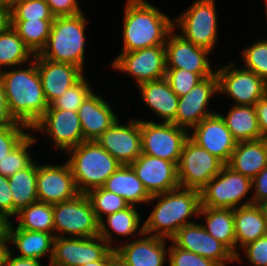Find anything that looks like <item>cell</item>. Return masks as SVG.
I'll list each match as a JSON object with an SVG mask.
<instances>
[{
  "label": "cell",
  "instance_id": "6da1fadb",
  "mask_svg": "<svg viewBox=\"0 0 267 266\" xmlns=\"http://www.w3.org/2000/svg\"><path fill=\"white\" fill-rule=\"evenodd\" d=\"M11 116L31 128L48 108L34 59L0 72Z\"/></svg>",
  "mask_w": 267,
  "mask_h": 266
},
{
  "label": "cell",
  "instance_id": "7a4b0ae2",
  "mask_svg": "<svg viewBox=\"0 0 267 266\" xmlns=\"http://www.w3.org/2000/svg\"><path fill=\"white\" fill-rule=\"evenodd\" d=\"M147 204H151L152 211L143 220L144 233L170 240L180 228L198 220L200 191L178 187L152 195Z\"/></svg>",
  "mask_w": 267,
  "mask_h": 266
},
{
  "label": "cell",
  "instance_id": "3957f363",
  "mask_svg": "<svg viewBox=\"0 0 267 266\" xmlns=\"http://www.w3.org/2000/svg\"><path fill=\"white\" fill-rule=\"evenodd\" d=\"M119 53L165 45L173 30V18L148 0H126Z\"/></svg>",
  "mask_w": 267,
  "mask_h": 266
},
{
  "label": "cell",
  "instance_id": "277c9868",
  "mask_svg": "<svg viewBox=\"0 0 267 266\" xmlns=\"http://www.w3.org/2000/svg\"><path fill=\"white\" fill-rule=\"evenodd\" d=\"M84 12L72 16H58L52 22L45 47L38 54L41 58L68 63L85 70L89 19Z\"/></svg>",
  "mask_w": 267,
  "mask_h": 266
},
{
  "label": "cell",
  "instance_id": "5b68a950",
  "mask_svg": "<svg viewBox=\"0 0 267 266\" xmlns=\"http://www.w3.org/2000/svg\"><path fill=\"white\" fill-rule=\"evenodd\" d=\"M77 189L86 194L89 190L102 187L105 181L121 166L96 141H84L65 153Z\"/></svg>",
  "mask_w": 267,
  "mask_h": 266
},
{
  "label": "cell",
  "instance_id": "8992f818",
  "mask_svg": "<svg viewBox=\"0 0 267 266\" xmlns=\"http://www.w3.org/2000/svg\"><path fill=\"white\" fill-rule=\"evenodd\" d=\"M216 7V0H193L185 11L173 19V29H177L175 31L185 40L213 53L219 40Z\"/></svg>",
  "mask_w": 267,
  "mask_h": 266
},
{
  "label": "cell",
  "instance_id": "52a82bcc",
  "mask_svg": "<svg viewBox=\"0 0 267 266\" xmlns=\"http://www.w3.org/2000/svg\"><path fill=\"white\" fill-rule=\"evenodd\" d=\"M252 179L226 164L201 190V207L235 209L253 204ZM250 194V196H249Z\"/></svg>",
  "mask_w": 267,
  "mask_h": 266
},
{
  "label": "cell",
  "instance_id": "ba28073f",
  "mask_svg": "<svg viewBox=\"0 0 267 266\" xmlns=\"http://www.w3.org/2000/svg\"><path fill=\"white\" fill-rule=\"evenodd\" d=\"M30 131H34L31 133L37 142L40 141V135H43L45 140L50 139L54 150H58L62 154L85 141L78 112L56 109L51 105L30 128ZM36 132L39 133L38 136L35 134Z\"/></svg>",
  "mask_w": 267,
  "mask_h": 266
},
{
  "label": "cell",
  "instance_id": "9c48e42d",
  "mask_svg": "<svg viewBox=\"0 0 267 266\" xmlns=\"http://www.w3.org/2000/svg\"><path fill=\"white\" fill-rule=\"evenodd\" d=\"M54 237L99 236V221L86 194L53 204Z\"/></svg>",
  "mask_w": 267,
  "mask_h": 266
},
{
  "label": "cell",
  "instance_id": "30bf717a",
  "mask_svg": "<svg viewBox=\"0 0 267 266\" xmlns=\"http://www.w3.org/2000/svg\"><path fill=\"white\" fill-rule=\"evenodd\" d=\"M135 118L141 120L142 153L177 165L189 131L171 122Z\"/></svg>",
  "mask_w": 267,
  "mask_h": 266
},
{
  "label": "cell",
  "instance_id": "8fae6325",
  "mask_svg": "<svg viewBox=\"0 0 267 266\" xmlns=\"http://www.w3.org/2000/svg\"><path fill=\"white\" fill-rule=\"evenodd\" d=\"M230 61L216 69L219 96L227 97L232 105L254 106L267 94V84L253 71Z\"/></svg>",
  "mask_w": 267,
  "mask_h": 266
},
{
  "label": "cell",
  "instance_id": "7c38bea8",
  "mask_svg": "<svg viewBox=\"0 0 267 266\" xmlns=\"http://www.w3.org/2000/svg\"><path fill=\"white\" fill-rule=\"evenodd\" d=\"M109 67L133 78L136 86L163 79L167 70L165 45L119 53Z\"/></svg>",
  "mask_w": 267,
  "mask_h": 266
},
{
  "label": "cell",
  "instance_id": "4fadbf2b",
  "mask_svg": "<svg viewBox=\"0 0 267 266\" xmlns=\"http://www.w3.org/2000/svg\"><path fill=\"white\" fill-rule=\"evenodd\" d=\"M224 165L220 159L188 138L177 164L179 185L200 191Z\"/></svg>",
  "mask_w": 267,
  "mask_h": 266
},
{
  "label": "cell",
  "instance_id": "5bb4252c",
  "mask_svg": "<svg viewBox=\"0 0 267 266\" xmlns=\"http://www.w3.org/2000/svg\"><path fill=\"white\" fill-rule=\"evenodd\" d=\"M218 78L216 72L207 78H203L186 95L179 97L175 119L171 122L176 126L190 131L217 111L210 110V102L218 97Z\"/></svg>",
  "mask_w": 267,
  "mask_h": 266
},
{
  "label": "cell",
  "instance_id": "9a60e30c",
  "mask_svg": "<svg viewBox=\"0 0 267 266\" xmlns=\"http://www.w3.org/2000/svg\"><path fill=\"white\" fill-rule=\"evenodd\" d=\"M80 194L70 165L65 159L62 163H38L37 160V198L40 202L56 204L74 199Z\"/></svg>",
  "mask_w": 267,
  "mask_h": 266
},
{
  "label": "cell",
  "instance_id": "2e32d148",
  "mask_svg": "<svg viewBox=\"0 0 267 266\" xmlns=\"http://www.w3.org/2000/svg\"><path fill=\"white\" fill-rule=\"evenodd\" d=\"M122 116L95 141L121 165H131L141 154V120L131 117L128 123Z\"/></svg>",
  "mask_w": 267,
  "mask_h": 266
},
{
  "label": "cell",
  "instance_id": "e0dca14e",
  "mask_svg": "<svg viewBox=\"0 0 267 266\" xmlns=\"http://www.w3.org/2000/svg\"><path fill=\"white\" fill-rule=\"evenodd\" d=\"M112 248L100 236L55 237L51 266H84L101 260Z\"/></svg>",
  "mask_w": 267,
  "mask_h": 266
},
{
  "label": "cell",
  "instance_id": "ac0fdd59",
  "mask_svg": "<svg viewBox=\"0 0 267 266\" xmlns=\"http://www.w3.org/2000/svg\"><path fill=\"white\" fill-rule=\"evenodd\" d=\"M165 50L167 68L186 69L197 73L202 79L216 72L209 60L212 52L185 40L175 29L167 36Z\"/></svg>",
  "mask_w": 267,
  "mask_h": 266
},
{
  "label": "cell",
  "instance_id": "d6986e66",
  "mask_svg": "<svg viewBox=\"0 0 267 266\" xmlns=\"http://www.w3.org/2000/svg\"><path fill=\"white\" fill-rule=\"evenodd\" d=\"M170 241L176 247L211 259L220 266L235 263V255L211 236L198 221L180 228Z\"/></svg>",
  "mask_w": 267,
  "mask_h": 266
},
{
  "label": "cell",
  "instance_id": "ffe728a7",
  "mask_svg": "<svg viewBox=\"0 0 267 266\" xmlns=\"http://www.w3.org/2000/svg\"><path fill=\"white\" fill-rule=\"evenodd\" d=\"M189 138L200 147L220 159L224 164L230 160L237 145L222 117L215 113L204 118L189 131Z\"/></svg>",
  "mask_w": 267,
  "mask_h": 266
},
{
  "label": "cell",
  "instance_id": "44dd1931",
  "mask_svg": "<svg viewBox=\"0 0 267 266\" xmlns=\"http://www.w3.org/2000/svg\"><path fill=\"white\" fill-rule=\"evenodd\" d=\"M168 242V239L143 233L120 244L115 251L126 266H167Z\"/></svg>",
  "mask_w": 267,
  "mask_h": 266
},
{
  "label": "cell",
  "instance_id": "7402d4cb",
  "mask_svg": "<svg viewBox=\"0 0 267 266\" xmlns=\"http://www.w3.org/2000/svg\"><path fill=\"white\" fill-rule=\"evenodd\" d=\"M130 166L151 196L180 187L174 162L142 153Z\"/></svg>",
  "mask_w": 267,
  "mask_h": 266
},
{
  "label": "cell",
  "instance_id": "603a6c76",
  "mask_svg": "<svg viewBox=\"0 0 267 266\" xmlns=\"http://www.w3.org/2000/svg\"><path fill=\"white\" fill-rule=\"evenodd\" d=\"M35 62L48 105L62 96L68 88L76 84L86 74L77 66L47 60L38 54L35 55Z\"/></svg>",
  "mask_w": 267,
  "mask_h": 266
},
{
  "label": "cell",
  "instance_id": "cb8c5ba5",
  "mask_svg": "<svg viewBox=\"0 0 267 266\" xmlns=\"http://www.w3.org/2000/svg\"><path fill=\"white\" fill-rule=\"evenodd\" d=\"M104 98L93 91L77 111L85 141H95L119 119L112 104Z\"/></svg>",
  "mask_w": 267,
  "mask_h": 266
},
{
  "label": "cell",
  "instance_id": "d4e9b609",
  "mask_svg": "<svg viewBox=\"0 0 267 266\" xmlns=\"http://www.w3.org/2000/svg\"><path fill=\"white\" fill-rule=\"evenodd\" d=\"M137 206L130 205L118 212L107 215L99 222V236L112 248L116 249L120 244L134 240L136 236L144 233V221ZM115 236L127 237L120 241ZM116 239V240H115ZM126 239V240H125Z\"/></svg>",
  "mask_w": 267,
  "mask_h": 266
},
{
  "label": "cell",
  "instance_id": "484cf974",
  "mask_svg": "<svg viewBox=\"0 0 267 266\" xmlns=\"http://www.w3.org/2000/svg\"><path fill=\"white\" fill-rule=\"evenodd\" d=\"M14 223L11 221L8 229V250L21 258L44 260L43 257H47L50 264L53 255L54 234L23 230ZM12 245L16 252H19L18 254L13 250Z\"/></svg>",
  "mask_w": 267,
  "mask_h": 266
},
{
  "label": "cell",
  "instance_id": "4316f807",
  "mask_svg": "<svg viewBox=\"0 0 267 266\" xmlns=\"http://www.w3.org/2000/svg\"><path fill=\"white\" fill-rule=\"evenodd\" d=\"M136 88L142 104L144 103L152 115L157 116L159 122H172L175 119L179 97L165 78L142 83Z\"/></svg>",
  "mask_w": 267,
  "mask_h": 266
},
{
  "label": "cell",
  "instance_id": "83f0119b",
  "mask_svg": "<svg viewBox=\"0 0 267 266\" xmlns=\"http://www.w3.org/2000/svg\"><path fill=\"white\" fill-rule=\"evenodd\" d=\"M226 165L235 172L253 179L267 166V140L261 138L237 142Z\"/></svg>",
  "mask_w": 267,
  "mask_h": 266
},
{
  "label": "cell",
  "instance_id": "f1b7e54d",
  "mask_svg": "<svg viewBox=\"0 0 267 266\" xmlns=\"http://www.w3.org/2000/svg\"><path fill=\"white\" fill-rule=\"evenodd\" d=\"M236 255L246 244L267 235V218L258 204L233 209Z\"/></svg>",
  "mask_w": 267,
  "mask_h": 266
},
{
  "label": "cell",
  "instance_id": "f546056e",
  "mask_svg": "<svg viewBox=\"0 0 267 266\" xmlns=\"http://www.w3.org/2000/svg\"><path fill=\"white\" fill-rule=\"evenodd\" d=\"M102 187L121 196L133 206L147 205L151 199V195L130 165H121Z\"/></svg>",
  "mask_w": 267,
  "mask_h": 266
},
{
  "label": "cell",
  "instance_id": "4dcf8cb0",
  "mask_svg": "<svg viewBox=\"0 0 267 266\" xmlns=\"http://www.w3.org/2000/svg\"><path fill=\"white\" fill-rule=\"evenodd\" d=\"M198 218L204 220L200 221L202 227L236 256L233 209L200 207Z\"/></svg>",
  "mask_w": 267,
  "mask_h": 266
},
{
  "label": "cell",
  "instance_id": "1f68e13d",
  "mask_svg": "<svg viewBox=\"0 0 267 266\" xmlns=\"http://www.w3.org/2000/svg\"><path fill=\"white\" fill-rule=\"evenodd\" d=\"M223 112L217 111L237 142L261 139L254 106L231 104L228 111Z\"/></svg>",
  "mask_w": 267,
  "mask_h": 266
},
{
  "label": "cell",
  "instance_id": "d6a6232c",
  "mask_svg": "<svg viewBox=\"0 0 267 266\" xmlns=\"http://www.w3.org/2000/svg\"><path fill=\"white\" fill-rule=\"evenodd\" d=\"M34 56L10 25L0 31V72L26 64L33 60Z\"/></svg>",
  "mask_w": 267,
  "mask_h": 266
},
{
  "label": "cell",
  "instance_id": "836d02e7",
  "mask_svg": "<svg viewBox=\"0 0 267 266\" xmlns=\"http://www.w3.org/2000/svg\"><path fill=\"white\" fill-rule=\"evenodd\" d=\"M13 207L19 212L22 208L38 201L37 198V160L27 168L8 177Z\"/></svg>",
  "mask_w": 267,
  "mask_h": 266
},
{
  "label": "cell",
  "instance_id": "e575fe53",
  "mask_svg": "<svg viewBox=\"0 0 267 266\" xmlns=\"http://www.w3.org/2000/svg\"><path fill=\"white\" fill-rule=\"evenodd\" d=\"M15 218L20 229L54 234L52 204L37 201L22 208Z\"/></svg>",
  "mask_w": 267,
  "mask_h": 266
},
{
  "label": "cell",
  "instance_id": "d590c367",
  "mask_svg": "<svg viewBox=\"0 0 267 266\" xmlns=\"http://www.w3.org/2000/svg\"><path fill=\"white\" fill-rule=\"evenodd\" d=\"M54 19L9 20V25L36 55L45 47Z\"/></svg>",
  "mask_w": 267,
  "mask_h": 266
},
{
  "label": "cell",
  "instance_id": "8d00e7d4",
  "mask_svg": "<svg viewBox=\"0 0 267 266\" xmlns=\"http://www.w3.org/2000/svg\"><path fill=\"white\" fill-rule=\"evenodd\" d=\"M36 141L34 135L30 132L3 160H0V174L10 177L16 172L27 168L34 160L36 155L30 148H34ZM32 152V153H31Z\"/></svg>",
  "mask_w": 267,
  "mask_h": 266
},
{
  "label": "cell",
  "instance_id": "74e56055",
  "mask_svg": "<svg viewBox=\"0 0 267 266\" xmlns=\"http://www.w3.org/2000/svg\"><path fill=\"white\" fill-rule=\"evenodd\" d=\"M86 195L92 204L93 211L99 222L107 215L130 206L124 198L105 190L103 187L91 189Z\"/></svg>",
  "mask_w": 267,
  "mask_h": 266
},
{
  "label": "cell",
  "instance_id": "f35d334b",
  "mask_svg": "<svg viewBox=\"0 0 267 266\" xmlns=\"http://www.w3.org/2000/svg\"><path fill=\"white\" fill-rule=\"evenodd\" d=\"M253 42L242 48L240 61L243 68L253 71L267 84V40L258 38Z\"/></svg>",
  "mask_w": 267,
  "mask_h": 266
},
{
  "label": "cell",
  "instance_id": "ab89813d",
  "mask_svg": "<svg viewBox=\"0 0 267 266\" xmlns=\"http://www.w3.org/2000/svg\"><path fill=\"white\" fill-rule=\"evenodd\" d=\"M87 73L65 93L55 99L50 105L56 109L71 110L77 112L85 99L94 91Z\"/></svg>",
  "mask_w": 267,
  "mask_h": 266
},
{
  "label": "cell",
  "instance_id": "60d3db41",
  "mask_svg": "<svg viewBox=\"0 0 267 266\" xmlns=\"http://www.w3.org/2000/svg\"><path fill=\"white\" fill-rule=\"evenodd\" d=\"M46 0H23L9 8V20L54 19Z\"/></svg>",
  "mask_w": 267,
  "mask_h": 266
},
{
  "label": "cell",
  "instance_id": "b9f144b4",
  "mask_svg": "<svg viewBox=\"0 0 267 266\" xmlns=\"http://www.w3.org/2000/svg\"><path fill=\"white\" fill-rule=\"evenodd\" d=\"M165 79L178 97L186 95L202 80L197 73L179 68H167Z\"/></svg>",
  "mask_w": 267,
  "mask_h": 266
},
{
  "label": "cell",
  "instance_id": "7bdbcfd3",
  "mask_svg": "<svg viewBox=\"0 0 267 266\" xmlns=\"http://www.w3.org/2000/svg\"><path fill=\"white\" fill-rule=\"evenodd\" d=\"M168 266H220L215 261L176 247L169 240Z\"/></svg>",
  "mask_w": 267,
  "mask_h": 266
},
{
  "label": "cell",
  "instance_id": "ee69618b",
  "mask_svg": "<svg viewBox=\"0 0 267 266\" xmlns=\"http://www.w3.org/2000/svg\"><path fill=\"white\" fill-rule=\"evenodd\" d=\"M30 128L20 122L0 128V160H3L29 133Z\"/></svg>",
  "mask_w": 267,
  "mask_h": 266
},
{
  "label": "cell",
  "instance_id": "f6af8a7d",
  "mask_svg": "<svg viewBox=\"0 0 267 266\" xmlns=\"http://www.w3.org/2000/svg\"><path fill=\"white\" fill-rule=\"evenodd\" d=\"M242 252L246 258L242 256ZM241 257L247 259L250 266H267V235L242 247L235 256V262H242Z\"/></svg>",
  "mask_w": 267,
  "mask_h": 266
},
{
  "label": "cell",
  "instance_id": "bcb514c9",
  "mask_svg": "<svg viewBox=\"0 0 267 266\" xmlns=\"http://www.w3.org/2000/svg\"><path fill=\"white\" fill-rule=\"evenodd\" d=\"M11 193L8 177L0 174V213L13 221L18 211L13 207Z\"/></svg>",
  "mask_w": 267,
  "mask_h": 266
},
{
  "label": "cell",
  "instance_id": "7dc6e473",
  "mask_svg": "<svg viewBox=\"0 0 267 266\" xmlns=\"http://www.w3.org/2000/svg\"><path fill=\"white\" fill-rule=\"evenodd\" d=\"M46 2L55 17L77 15L84 11L79 0H46Z\"/></svg>",
  "mask_w": 267,
  "mask_h": 266
},
{
  "label": "cell",
  "instance_id": "c3c4849f",
  "mask_svg": "<svg viewBox=\"0 0 267 266\" xmlns=\"http://www.w3.org/2000/svg\"><path fill=\"white\" fill-rule=\"evenodd\" d=\"M267 199V166L252 179L253 204H260Z\"/></svg>",
  "mask_w": 267,
  "mask_h": 266
},
{
  "label": "cell",
  "instance_id": "681fc988",
  "mask_svg": "<svg viewBox=\"0 0 267 266\" xmlns=\"http://www.w3.org/2000/svg\"><path fill=\"white\" fill-rule=\"evenodd\" d=\"M16 120L11 116L5 90L0 79V128L14 126Z\"/></svg>",
  "mask_w": 267,
  "mask_h": 266
},
{
  "label": "cell",
  "instance_id": "f907efd6",
  "mask_svg": "<svg viewBox=\"0 0 267 266\" xmlns=\"http://www.w3.org/2000/svg\"><path fill=\"white\" fill-rule=\"evenodd\" d=\"M254 107L261 132V138L267 140V94L261 98Z\"/></svg>",
  "mask_w": 267,
  "mask_h": 266
},
{
  "label": "cell",
  "instance_id": "816d5d0a",
  "mask_svg": "<svg viewBox=\"0 0 267 266\" xmlns=\"http://www.w3.org/2000/svg\"><path fill=\"white\" fill-rule=\"evenodd\" d=\"M4 266H45L41 260L21 258L7 250L4 258Z\"/></svg>",
  "mask_w": 267,
  "mask_h": 266
},
{
  "label": "cell",
  "instance_id": "f5cc1de1",
  "mask_svg": "<svg viewBox=\"0 0 267 266\" xmlns=\"http://www.w3.org/2000/svg\"><path fill=\"white\" fill-rule=\"evenodd\" d=\"M11 220L0 213V242H8V229Z\"/></svg>",
  "mask_w": 267,
  "mask_h": 266
},
{
  "label": "cell",
  "instance_id": "db71d44e",
  "mask_svg": "<svg viewBox=\"0 0 267 266\" xmlns=\"http://www.w3.org/2000/svg\"><path fill=\"white\" fill-rule=\"evenodd\" d=\"M9 25V9L0 2V31Z\"/></svg>",
  "mask_w": 267,
  "mask_h": 266
},
{
  "label": "cell",
  "instance_id": "11a10c76",
  "mask_svg": "<svg viewBox=\"0 0 267 266\" xmlns=\"http://www.w3.org/2000/svg\"><path fill=\"white\" fill-rule=\"evenodd\" d=\"M116 255V251L111 249L101 260L89 262L84 266H107L108 262Z\"/></svg>",
  "mask_w": 267,
  "mask_h": 266
},
{
  "label": "cell",
  "instance_id": "9f6ffc18",
  "mask_svg": "<svg viewBox=\"0 0 267 266\" xmlns=\"http://www.w3.org/2000/svg\"><path fill=\"white\" fill-rule=\"evenodd\" d=\"M7 250L8 242H0V266H4V258Z\"/></svg>",
  "mask_w": 267,
  "mask_h": 266
},
{
  "label": "cell",
  "instance_id": "6f0895ef",
  "mask_svg": "<svg viewBox=\"0 0 267 266\" xmlns=\"http://www.w3.org/2000/svg\"><path fill=\"white\" fill-rule=\"evenodd\" d=\"M107 266H126V264L116 254L109 262Z\"/></svg>",
  "mask_w": 267,
  "mask_h": 266
},
{
  "label": "cell",
  "instance_id": "680465c9",
  "mask_svg": "<svg viewBox=\"0 0 267 266\" xmlns=\"http://www.w3.org/2000/svg\"><path fill=\"white\" fill-rule=\"evenodd\" d=\"M23 0H0V2L6 6L8 9L11 8L15 3Z\"/></svg>",
  "mask_w": 267,
  "mask_h": 266
},
{
  "label": "cell",
  "instance_id": "91938a15",
  "mask_svg": "<svg viewBox=\"0 0 267 266\" xmlns=\"http://www.w3.org/2000/svg\"><path fill=\"white\" fill-rule=\"evenodd\" d=\"M259 205L263 210L264 216L267 218V199L261 202Z\"/></svg>",
  "mask_w": 267,
  "mask_h": 266
},
{
  "label": "cell",
  "instance_id": "94428289",
  "mask_svg": "<svg viewBox=\"0 0 267 266\" xmlns=\"http://www.w3.org/2000/svg\"><path fill=\"white\" fill-rule=\"evenodd\" d=\"M263 2L265 3V4H263V5H264V9H265V10H264V12H265L264 14H265V16H266L265 18H266V20H267V0H264ZM265 40H267V37H266Z\"/></svg>",
  "mask_w": 267,
  "mask_h": 266
}]
</instances>
